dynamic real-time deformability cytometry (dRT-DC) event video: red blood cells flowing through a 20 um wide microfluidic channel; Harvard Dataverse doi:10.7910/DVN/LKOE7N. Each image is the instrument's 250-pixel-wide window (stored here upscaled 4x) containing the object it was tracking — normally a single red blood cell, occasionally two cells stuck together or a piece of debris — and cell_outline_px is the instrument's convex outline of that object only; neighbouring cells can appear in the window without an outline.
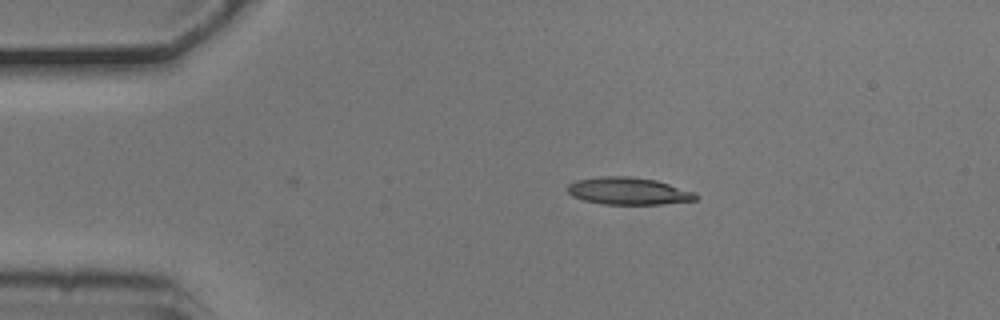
{"species": "common noctule bat (a hibernating species)", "species_latin": "Nyctalus noctula", "temperature_condition": "cold", "stored_images_in_passage": 4, "camera_frame_rate_fps": 3000, "um_per_image_px": 0.085, "animal": {"sex": "male", "body_mass_g": 20.5, "forearm_length_mm": 52.5}, "frame": {"image": 1, "passage_image": 2, "time_ms": 0.333, "image_size_px": [1000, 320], "cell_outline_px": [[700, 196], [696, 200], [660, 204], [604, 204], [584, 200], [572, 196], [568, 192], [568, 184], [576, 180], [600, 176], [628, 176], [656, 180], [696, 192]], "centroid_in_image_um": [53.44, 16.23], "position_along_channel_um": 31.6, "area_um2": 20.4}}
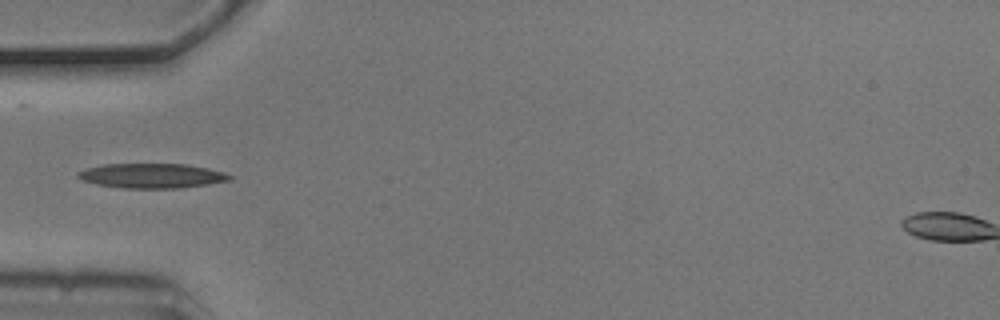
{"frame": {"image": 2, "passage_image": 4, "time_ms": 1.0, "image_size_px": [1000, 320], "cell_outline_px": [[232, 180], [208, 184], [180, 188], [120, 188], [96, 184], [84, 180], [76, 176], [76, 172], [88, 168], [104, 164], [184, 164], [208, 168], [224, 172], [232, 176]], "centroid_in_image_um": [12.91, 14.94], "position_along_channel_um": 72.1, "area_um2": 21.79}}